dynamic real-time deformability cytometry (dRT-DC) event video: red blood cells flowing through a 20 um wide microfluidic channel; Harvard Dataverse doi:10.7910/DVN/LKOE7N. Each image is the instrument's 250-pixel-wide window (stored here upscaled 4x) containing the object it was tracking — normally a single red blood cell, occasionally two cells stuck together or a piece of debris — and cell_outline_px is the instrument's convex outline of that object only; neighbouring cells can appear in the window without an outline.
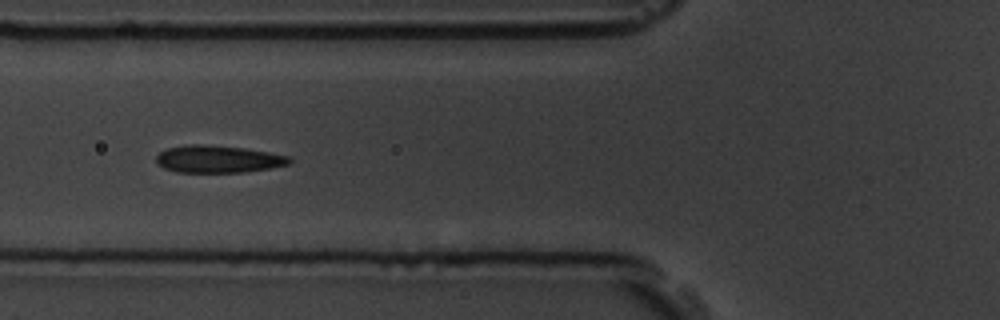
{"species": "common noctule bat (a hibernating species)", "species_latin": "Nyctalus noctula", "temperature_condition": "room temperature", "stored_images_in_passage": 5, "camera_frame_rate_fps": 3000, "um_per_image_px": 0.085, "animal": {"sex": "male", "body_mass_g": 19.5, "forearm_length_mm": 54.6}, "frame": {"image": 1, "passage_image": 5, "time_ms": 4.667, "image_size_px": [1000, 320], "cell_outline_px": [[292, 160], [288, 164], [268, 168], [244, 172], [176, 172], [164, 168], [156, 164], [156, 156], [160, 152], [168, 148], [184, 144], [204, 144], [244, 148], [268, 152], [288, 156]], "centroid_in_image_um": [18.48, 13.52], "position_along_channel_um": 107.3, "area_um2": 21.15}}